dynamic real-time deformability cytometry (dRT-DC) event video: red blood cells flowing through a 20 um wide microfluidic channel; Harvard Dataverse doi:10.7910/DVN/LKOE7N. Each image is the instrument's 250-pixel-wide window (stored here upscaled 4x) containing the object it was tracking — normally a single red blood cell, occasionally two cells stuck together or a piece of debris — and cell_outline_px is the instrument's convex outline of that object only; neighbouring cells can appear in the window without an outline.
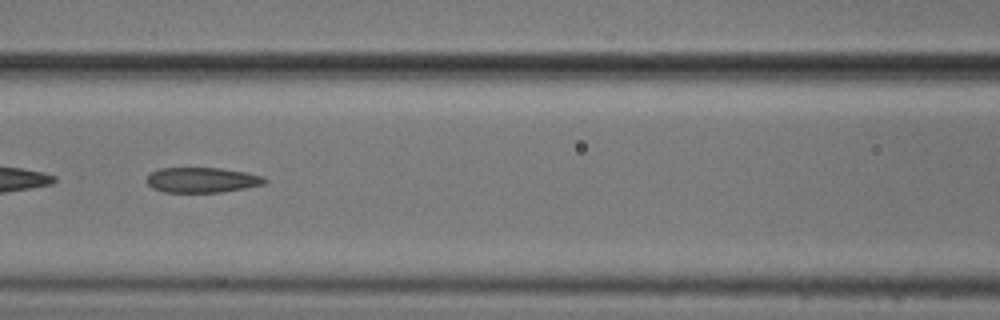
{"species": "common noctule bat (a hibernating species)", "species_latin": "Nyctalus noctula", "temperature_condition": "cold", "stored_images_in_passage": 52, "camera_frame_rate_fps": 3000, "um_per_image_px": 0.085, "animal": {"sex": "male", "body_mass_g": 20.5, "forearm_length_mm": 52.5}, "frame": {"image": 1, "passage_image": 23, "time_ms": 7.333, "image_size_px": [1000, 320], "cell_outline_px": [[268, 180], [264, 184], [244, 188], [220, 192], [164, 192], [152, 188], [148, 184], [148, 176], [152, 172], [160, 168], [220, 168], [248, 172], [264, 176]], "centroid_in_image_um": [17.21, 15.29], "position_along_channel_um": 149.4, "area_um2": 17.28}, "authors_computed_cell_mechanics": {"area_um2": 19.2763, "velocity_mm_per_s": 3.7479, "shape_relaxation_time_tau1_ms": null, "shape_relaxation_time_tau2_ms": 3.2791, "deformation_change_tau1": null, "deformation_change_tau2": 0.1209}}